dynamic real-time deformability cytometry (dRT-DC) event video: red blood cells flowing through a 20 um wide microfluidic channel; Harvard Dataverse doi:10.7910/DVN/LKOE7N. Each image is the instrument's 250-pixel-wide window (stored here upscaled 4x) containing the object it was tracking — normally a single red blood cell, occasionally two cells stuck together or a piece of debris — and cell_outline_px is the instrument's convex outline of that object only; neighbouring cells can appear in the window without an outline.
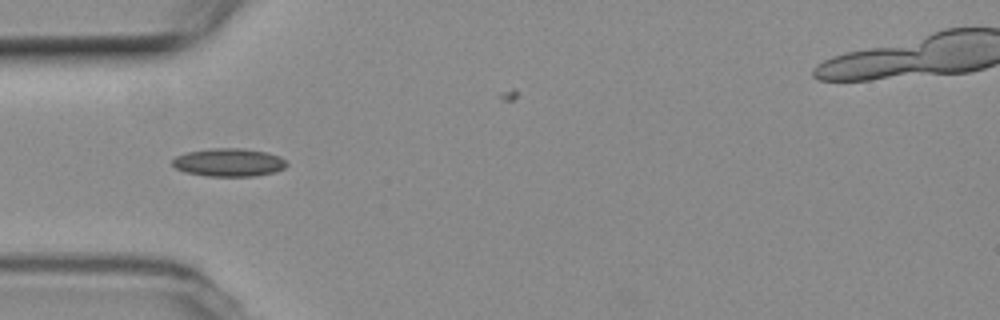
{"species": "common noctule bat (a hibernating species)", "species_latin": "Nyctalus noctula", "temperature_condition": "room temperature", "stored_images_in_passage": 49, "camera_frame_rate_fps": 3000, "um_per_image_px": 0.085, "animal": {"sex": "female", "body_mass_g": 19.3, "forearm_length_mm": 54.1}, "frame": {"image": 1, "passage_image": 11, "time_ms": 3.333, "image_size_px": [1000, 320], "cell_outline_px": [[288, 164], [284, 168], [276, 172], [256, 176], [208, 176], [184, 172], [176, 168], [172, 164], [172, 160], [176, 156], [188, 152], [212, 148], [244, 148], [268, 152], [280, 156]], "centroid_in_image_um": [19.48, 13.8], "position_along_channel_um": 65.5, "area_um2": 18.84}}
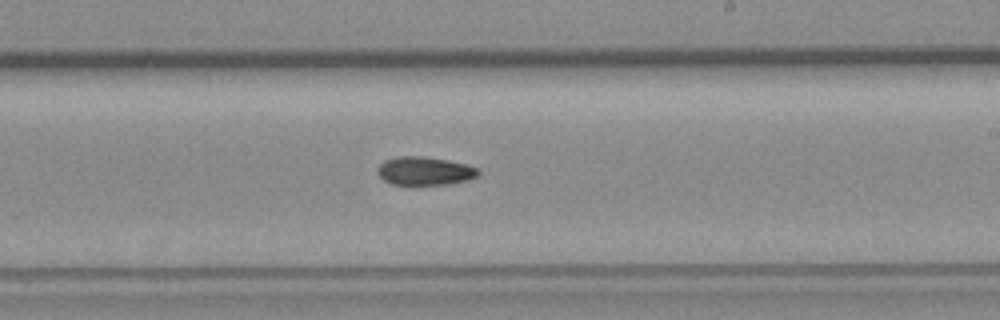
{"frame": {"image": 2, "passage_image": 26, "time_ms": 8.333, "image_size_px": [1000, 320], "cell_outline_px": [[480, 172], [476, 176], [468, 180], [448, 184], [392, 184], [384, 180], [376, 172], [380, 164], [384, 160], [400, 156], [424, 156], [448, 160], [468, 164], [480, 168]], "centroid_in_image_um": [36.13, 14.52], "position_along_channel_um": 252.9, "area_um2": 16.7}}
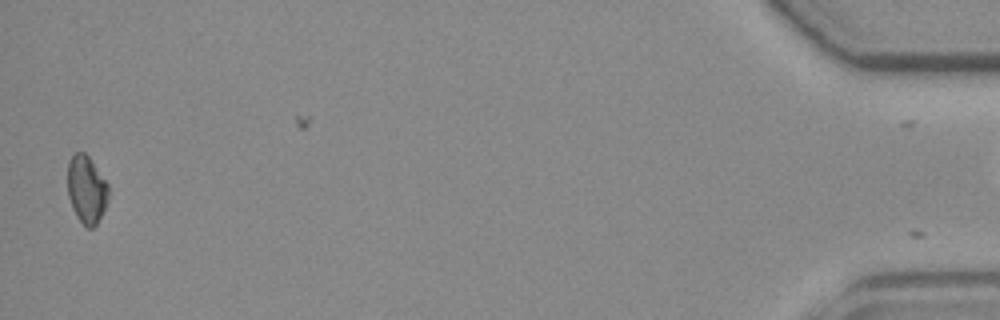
{"frame": {"image": 3, "passage_image": 48, "time_ms": 15.667, "image_size_px": [1000, 320], "cell_outline_px": [[108, 200], [96, 224], [92, 228], [88, 228], [76, 216], [72, 208], [68, 196], [68, 160], [76, 152], [84, 152], [88, 156], [108, 184]], "centroid_in_image_um": [7.34, 16.09], "position_along_channel_um": 427.9, "area_um2": 15.9}}